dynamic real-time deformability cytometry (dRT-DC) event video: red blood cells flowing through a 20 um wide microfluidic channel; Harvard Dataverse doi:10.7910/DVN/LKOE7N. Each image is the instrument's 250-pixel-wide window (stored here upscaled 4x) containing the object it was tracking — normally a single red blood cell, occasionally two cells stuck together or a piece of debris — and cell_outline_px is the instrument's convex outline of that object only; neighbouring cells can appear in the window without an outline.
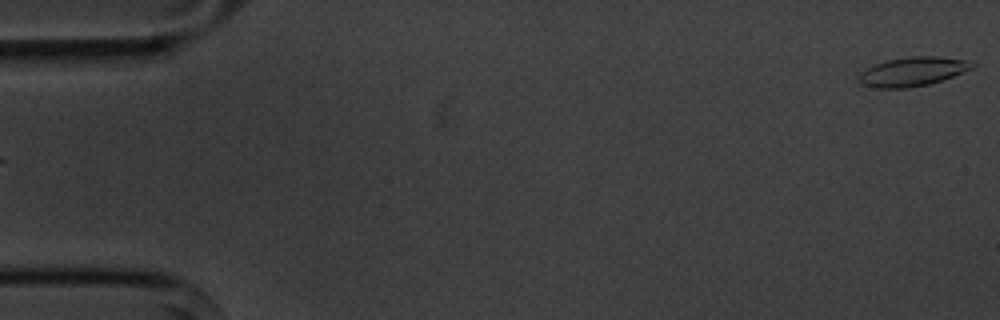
{"species": "common noctule bat (a hibernating species)", "species_latin": "Nyctalus noctula", "temperature_condition": "cold", "stored_images_in_passage": 5, "segment_of_instrument_passage": [2, 2], "camera_frame_rate_fps": 3000, "um_per_image_px": 0.085, "animal": {"sex": "male", "body_mass_g": 20.1, "forearm_length_mm": 53.5}, "frame": {"image": 1, "passage_image": 5, "time_ms": 5.0, "image_size_px": [1000, 320], "cell_outline_px": [[976, 64], [972, 68], [952, 76], [928, 84], [908, 88], [880, 88], [860, 84], [856, 76], [860, 72], [876, 64], [888, 60], [912, 56], [936, 56], [968, 60]], "centroid_in_image_um": [77.54, 6.08], "position_along_channel_um": 7.5, "area_um2": 19.02}}